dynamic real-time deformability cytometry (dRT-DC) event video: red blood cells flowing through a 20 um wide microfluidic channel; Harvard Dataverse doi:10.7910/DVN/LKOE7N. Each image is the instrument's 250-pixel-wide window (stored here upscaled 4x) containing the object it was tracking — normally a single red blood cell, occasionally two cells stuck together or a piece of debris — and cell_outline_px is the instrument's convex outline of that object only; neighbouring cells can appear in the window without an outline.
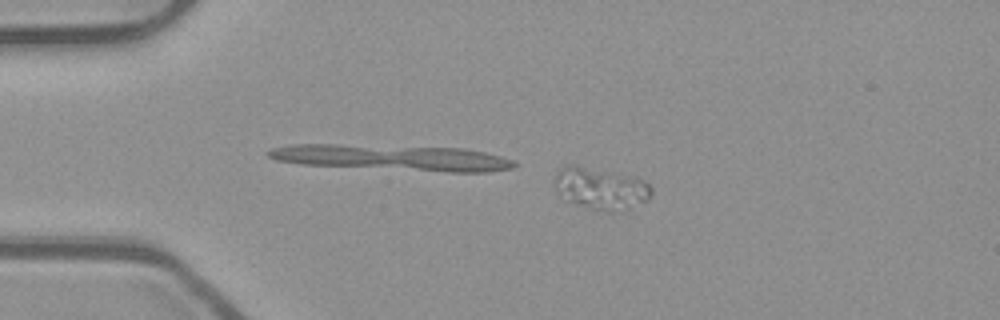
{"species": "common noctule bat (a hibernating species)", "species_latin": "Nyctalus noctula", "temperature_condition": "room temperature", "stored_images_in_passage": 19, "camera_frame_rate_fps": 3000, "um_per_image_px": 0.085, "animal": {"sex": "male", "body_mass_g": 23.1, "forearm_length_mm": 52.7}, "frame": {"image": 1, "passage_image": 1, "time_ms": 0.0, "image_size_px": [1000, 320], "cell_outline_px": [[652, 192], [644, 200], [628, 208], [612, 212], [608, 212], [592, 208], [568, 200], [556, 192], [552, 184], [556, 172], [560, 168], [568, 164], [572, 164], [632, 176], [644, 180], [652, 188]], "centroid_in_image_um": [50.99, 15.98], "position_along_channel_um": 34.0, "area_um2": 23.24}}
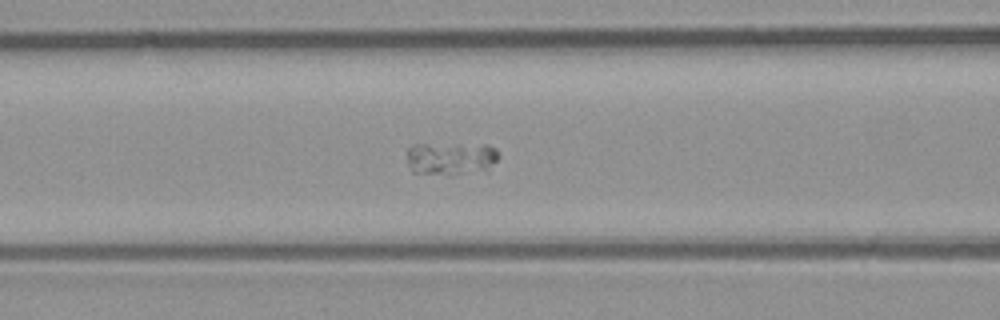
{"frame": {"image": 2, "passage_image": 12, "time_ms": 3.667, "image_size_px": [1000, 320], "cell_outline_px": [[500, 156], [488, 172], [448, 176], [412, 172], [408, 164], [408, 148], [412, 144], [488, 144], [496, 148]], "centroid_in_image_um": [38.4, 13.49], "position_along_channel_um": 128.2, "area_um2": 18.5}}
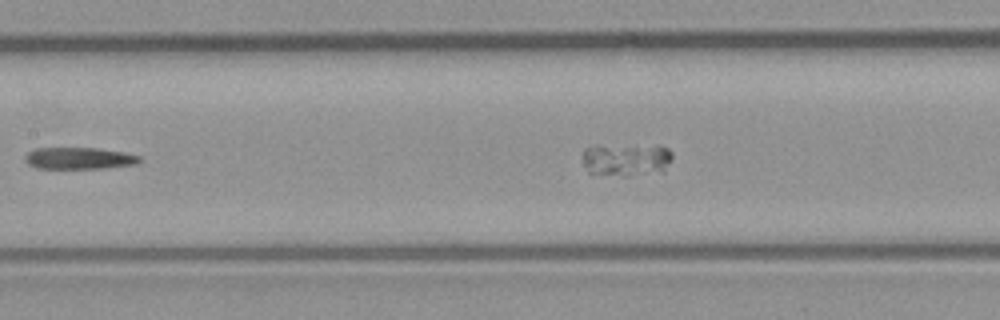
{"frame": {"image": 3, "passage_image": 14, "time_ms": 4.333, "image_size_px": [1000, 320], "cell_outline_px": [[140, 160], [136, 164], [104, 168], [36, 168], [28, 164], [24, 160], [24, 156], [28, 152], [36, 148], [96, 148], [124, 152], [140, 156]], "centroid_in_image_um": [6.69, 13.45], "position_along_channel_um": 200.7, "area_um2": 14.45}}